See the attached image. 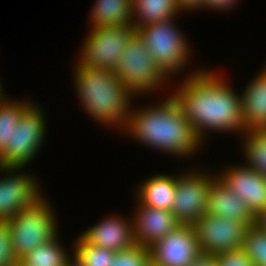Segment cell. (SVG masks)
I'll return each mask as SVG.
<instances>
[{
  "label": "cell",
  "instance_id": "cell-27",
  "mask_svg": "<svg viewBox=\"0 0 266 266\" xmlns=\"http://www.w3.org/2000/svg\"><path fill=\"white\" fill-rule=\"evenodd\" d=\"M17 258L13 252L9 220H0V266H15Z\"/></svg>",
  "mask_w": 266,
  "mask_h": 266
},
{
  "label": "cell",
  "instance_id": "cell-26",
  "mask_svg": "<svg viewBox=\"0 0 266 266\" xmlns=\"http://www.w3.org/2000/svg\"><path fill=\"white\" fill-rule=\"evenodd\" d=\"M151 263L150 251L142 245L116 252L110 266H149Z\"/></svg>",
  "mask_w": 266,
  "mask_h": 266
},
{
  "label": "cell",
  "instance_id": "cell-19",
  "mask_svg": "<svg viewBox=\"0 0 266 266\" xmlns=\"http://www.w3.org/2000/svg\"><path fill=\"white\" fill-rule=\"evenodd\" d=\"M91 11L92 27L125 26L132 23V0H97Z\"/></svg>",
  "mask_w": 266,
  "mask_h": 266
},
{
  "label": "cell",
  "instance_id": "cell-25",
  "mask_svg": "<svg viewBox=\"0 0 266 266\" xmlns=\"http://www.w3.org/2000/svg\"><path fill=\"white\" fill-rule=\"evenodd\" d=\"M243 249L254 266H266V230L253 224L245 233Z\"/></svg>",
  "mask_w": 266,
  "mask_h": 266
},
{
  "label": "cell",
  "instance_id": "cell-31",
  "mask_svg": "<svg viewBox=\"0 0 266 266\" xmlns=\"http://www.w3.org/2000/svg\"><path fill=\"white\" fill-rule=\"evenodd\" d=\"M188 266H216L215 256L201 254Z\"/></svg>",
  "mask_w": 266,
  "mask_h": 266
},
{
  "label": "cell",
  "instance_id": "cell-16",
  "mask_svg": "<svg viewBox=\"0 0 266 266\" xmlns=\"http://www.w3.org/2000/svg\"><path fill=\"white\" fill-rule=\"evenodd\" d=\"M206 213L229 220L242 221L248 226L255 224V216L245 202L235 195L218 176L209 186Z\"/></svg>",
  "mask_w": 266,
  "mask_h": 266
},
{
  "label": "cell",
  "instance_id": "cell-3",
  "mask_svg": "<svg viewBox=\"0 0 266 266\" xmlns=\"http://www.w3.org/2000/svg\"><path fill=\"white\" fill-rule=\"evenodd\" d=\"M78 61L74 67L76 71H73L75 91L86 112L104 125L125 128L135 94L123 85L113 71L90 68Z\"/></svg>",
  "mask_w": 266,
  "mask_h": 266
},
{
  "label": "cell",
  "instance_id": "cell-17",
  "mask_svg": "<svg viewBox=\"0 0 266 266\" xmlns=\"http://www.w3.org/2000/svg\"><path fill=\"white\" fill-rule=\"evenodd\" d=\"M244 132L266 129V68L241 93Z\"/></svg>",
  "mask_w": 266,
  "mask_h": 266
},
{
  "label": "cell",
  "instance_id": "cell-30",
  "mask_svg": "<svg viewBox=\"0 0 266 266\" xmlns=\"http://www.w3.org/2000/svg\"><path fill=\"white\" fill-rule=\"evenodd\" d=\"M175 3L179 11H190L204 7V0H175Z\"/></svg>",
  "mask_w": 266,
  "mask_h": 266
},
{
  "label": "cell",
  "instance_id": "cell-28",
  "mask_svg": "<svg viewBox=\"0 0 266 266\" xmlns=\"http://www.w3.org/2000/svg\"><path fill=\"white\" fill-rule=\"evenodd\" d=\"M216 266H254L243 248L215 255Z\"/></svg>",
  "mask_w": 266,
  "mask_h": 266
},
{
  "label": "cell",
  "instance_id": "cell-23",
  "mask_svg": "<svg viewBox=\"0 0 266 266\" xmlns=\"http://www.w3.org/2000/svg\"><path fill=\"white\" fill-rule=\"evenodd\" d=\"M243 134L246 166L266 178V129L247 130Z\"/></svg>",
  "mask_w": 266,
  "mask_h": 266
},
{
  "label": "cell",
  "instance_id": "cell-10",
  "mask_svg": "<svg viewBox=\"0 0 266 266\" xmlns=\"http://www.w3.org/2000/svg\"><path fill=\"white\" fill-rule=\"evenodd\" d=\"M186 173L176 176L171 212L180 224L194 225L206 213L209 186L216 177L197 170Z\"/></svg>",
  "mask_w": 266,
  "mask_h": 266
},
{
  "label": "cell",
  "instance_id": "cell-12",
  "mask_svg": "<svg viewBox=\"0 0 266 266\" xmlns=\"http://www.w3.org/2000/svg\"><path fill=\"white\" fill-rule=\"evenodd\" d=\"M22 168L24 167L0 166V171L5 172L3 175L6 174L0 178V220H9L43 196L32 175L15 174Z\"/></svg>",
  "mask_w": 266,
  "mask_h": 266
},
{
  "label": "cell",
  "instance_id": "cell-32",
  "mask_svg": "<svg viewBox=\"0 0 266 266\" xmlns=\"http://www.w3.org/2000/svg\"><path fill=\"white\" fill-rule=\"evenodd\" d=\"M255 224L266 230V208L255 217Z\"/></svg>",
  "mask_w": 266,
  "mask_h": 266
},
{
  "label": "cell",
  "instance_id": "cell-8",
  "mask_svg": "<svg viewBox=\"0 0 266 266\" xmlns=\"http://www.w3.org/2000/svg\"><path fill=\"white\" fill-rule=\"evenodd\" d=\"M79 55L87 67L113 71L127 43L136 34L132 23L125 26L91 27ZM81 56V57H80Z\"/></svg>",
  "mask_w": 266,
  "mask_h": 266
},
{
  "label": "cell",
  "instance_id": "cell-1",
  "mask_svg": "<svg viewBox=\"0 0 266 266\" xmlns=\"http://www.w3.org/2000/svg\"><path fill=\"white\" fill-rule=\"evenodd\" d=\"M219 77L211 70L194 71L172 94L202 143L206 129L244 133L241 96Z\"/></svg>",
  "mask_w": 266,
  "mask_h": 266
},
{
  "label": "cell",
  "instance_id": "cell-9",
  "mask_svg": "<svg viewBox=\"0 0 266 266\" xmlns=\"http://www.w3.org/2000/svg\"><path fill=\"white\" fill-rule=\"evenodd\" d=\"M198 245L203 255L215 256L243 248L248 225L205 213L194 225Z\"/></svg>",
  "mask_w": 266,
  "mask_h": 266
},
{
  "label": "cell",
  "instance_id": "cell-7",
  "mask_svg": "<svg viewBox=\"0 0 266 266\" xmlns=\"http://www.w3.org/2000/svg\"><path fill=\"white\" fill-rule=\"evenodd\" d=\"M31 104L20 116L10 142L0 154V166L25 167L41 148L46 121L42 109Z\"/></svg>",
  "mask_w": 266,
  "mask_h": 266
},
{
  "label": "cell",
  "instance_id": "cell-4",
  "mask_svg": "<svg viewBox=\"0 0 266 266\" xmlns=\"http://www.w3.org/2000/svg\"><path fill=\"white\" fill-rule=\"evenodd\" d=\"M46 200L41 196L9 219L11 242L17 260L58 234L53 208Z\"/></svg>",
  "mask_w": 266,
  "mask_h": 266
},
{
  "label": "cell",
  "instance_id": "cell-22",
  "mask_svg": "<svg viewBox=\"0 0 266 266\" xmlns=\"http://www.w3.org/2000/svg\"><path fill=\"white\" fill-rule=\"evenodd\" d=\"M61 246L56 236L54 239L38 245L22 260L31 266H65L70 257Z\"/></svg>",
  "mask_w": 266,
  "mask_h": 266
},
{
  "label": "cell",
  "instance_id": "cell-11",
  "mask_svg": "<svg viewBox=\"0 0 266 266\" xmlns=\"http://www.w3.org/2000/svg\"><path fill=\"white\" fill-rule=\"evenodd\" d=\"M156 266H188L202 253L193 225L180 224L149 248Z\"/></svg>",
  "mask_w": 266,
  "mask_h": 266
},
{
  "label": "cell",
  "instance_id": "cell-20",
  "mask_svg": "<svg viewBox=\"0 0 266 266\" xmlns=\"http://www.w3.org/2000/svg\"><path fill=\"white\" fill-rule=\"evenodd\" d=\"M132 8V25L136 29L151 23L174 19L180 12L175 0H133Z\"/></svg>",
  "mask_w": 266,
  "mask_h": 266
},
{
  "label": "cell",
  "instance_id": "cell-5",
  "mask_svg": "<svg viewBox=\"0 0 266 266\" xmlns=\"http://www.w3.org/2000/svg\"><path fill=\"white\" fill-rule=\"evenodd\" d=\"M173 21H159L136 29L152 60L167 78L182 71L191 51L188 40L177 30Z\"/></svg>",
  "mask_w": 266,
  "mask_h": 266
},
{
  "label": "cell",
  "instance_id": "cell-33",
  "mask_svg": "<svg viewBox=\"0 0 266 266\" xmlns=\"http://www.w3.org/2000/svg\"><path fill=\"white\" fill-rule=\"evenodd\" d=\"M74 257H70L65 266H84L83 263L73 254ZM73 258V260L71 259Z\"/></svg>",
  "mask_w": 266,
  "mask_h": 266
},
{
  "label": "cell",
  "instance_id": "cell-14",
  "mask_svg": "<svg viewBox=\"0 0 266 266\" xmlns=\"http://www.w3.org/2000/svg\"><path fill=\"white\" fill-rule=\"evenodd\" d=\"M136 204L138 211L132 220L137 245L149 249L180 225L170 210L151 208L140 202Z\"/></svg>",
  "mask_w": 266,
  "mask_h": 266
},
{
  "label": "cell",
  "instance_id": "cell-2",
  "mask_svg": "<svg viewBox=\"0 0 266 266\" xmlns=\"http://www.w3.org/2000/svg\"><path fill=\"white\" fill-rule=\"evenodd\" d=\"M125 130L146 146L174 156H190L202 145L173 95L161 104L131 111Z\"/></svg>",
  "mask_w": 266,
  "mask_h": 266
},
{
  "label": "cell",
  "instance_id": "cell-35",
  "mask_svg": "<svg viewBox=\"0 0 266 266\" xmlns=\"http://www.w3.org/2000/svg\"><path fill=\"white\" fill-rule=\"evenodd\" d=\"M1 82V81H0ZM2 83H0V98L4 95L3 93H2V90H3V88H2V85H1Z\"/></svg>",
  "mask_w": 266,
  "mask_h": 266
},
{
  "label": "cell",
  "instance_id": "cell-29",
  "mask_svg": "<svg viewBox=\"0 0 266 266\" xmlns=\"http://www.w3.org/2000/svg\"><path fill=\"white\" fill-rule=\"evenodd\" d=\"M237 3V0H204V8H212L215 10H228Z\"/></svg>",
  "mask_w": 266,
  "mask_h": 266
},
{
  "label": "cell",
  "instance_id": "cell-18",
  "mask_svg": "<svg viewBox=\"0 0 266 266\" xmlns=\"http://www.w3.org/2000/svg\"><path fill=\"white\" fill-rule=\"evenodd\" d=\"M146 179L142 185H138L137 201L151 208L171 211L175 200L176 177L157 174Z\"/></svg>",
  "mask_w": 266,
  "mask_h": 266
},
{
  "label": "cell",
  "instance_id": "cell-21",
  "mask_svg": "<svg viewBox=\"0 0 266 266\" xmlns=\"http://www.w3.org/2000/svg\"><path fill=\"white\" fill-rule=\"evenodd\" d=\"M0 98V154L10 142V136L17 127L20 116L31 105L30 101H13Z\"/></svg>",
  "mask_w": 266,
  "mask_h": 266
},
{
  "label": "cell",
  "instance_id": "cell-15",
  "mask_svg": "<svg viewBox=\"0 0 266 266\" xmlns=\"http://www.w3.org/2000/svg\"><path fill=\"white\" fill-rule=\"evenodd\" d=\"M81 236L97 247L106 248L114 252L133 247L135 243L133 221L112 216L88 228Z\"/></svg>",
  "mask_w": 266,
  "mask_h": 266
},
{
  "label": "cell",
  "instance_id": "cell-34",
  "mask_svg": "<svg viewBox=\"0 0 266 266\" xmlns=\"http://www.w3.org/2000/svg\"><path fill=\"white\" fill-rule=\"evenodd\" d=\"M15 266H31L28 263H25L22 259L17 260Z\"/></svg>",
  "mask_w": 266,
  "mask_h": 266
},
{
  "label": "cell",
  "instance_id": "cell-6",
  "mask_svg": "<svg viewBox=\"0 0 266 266\" xmlns=\"http://www.w3.org/2000/svg\"><path fill=\"white\" fill-rule=\"evenodd\" d=\"M113 73L125 87L138 96L159 89L167 79L152 60L149 50L137 33L127 43Z\"/></svg>",
  "mask_w": 266,
  "mask_h": 266
},
{
  "label": "cell",
  "instance_id": "cell-36",
  "mask_svg": "<svg viewBox=\"0 0 266 266\" xmlns=\"http://www.w3.org/2000/svg\"><path fill=\"white\" fill-rule=\"evenodd\" d=\"M149 266H156L155 264H153L152 262L149 264Z\"/></svg>",
  "mask_w": 266,
  "mask_h": 266
},
{
  "label": "cell",
  "instance_id": "cell-13",
  "mask_svg": "<svg viewBox=\"0 0 266 266\" xmlns=\"http://www.w3.org/2000/svg\"><path fill=\"white\" fill-rule=\"evenodd\" d=\"M217 176L245 202L255 217L266 208V178L256 171L239 165L229 167Z\"/></svg>",
  "mask_w": 266,
  "mask_h": 266
},
{
  "label": "cell",
  "instance_id": "cell-24",
  "mask_svg": "<svg viewBox=\"0 0 266 266\" xmlns=\"http://www.w3.org/2000/svg\"><path fill=\"white\" fill-rule=\"evenodd\" d=\"M73 244L74 255L84 266H110L116 252L89 244L81 235Z\"/></svg>",
  "mask_w": 266,
  "mask_h": 266
}]
</instances>
